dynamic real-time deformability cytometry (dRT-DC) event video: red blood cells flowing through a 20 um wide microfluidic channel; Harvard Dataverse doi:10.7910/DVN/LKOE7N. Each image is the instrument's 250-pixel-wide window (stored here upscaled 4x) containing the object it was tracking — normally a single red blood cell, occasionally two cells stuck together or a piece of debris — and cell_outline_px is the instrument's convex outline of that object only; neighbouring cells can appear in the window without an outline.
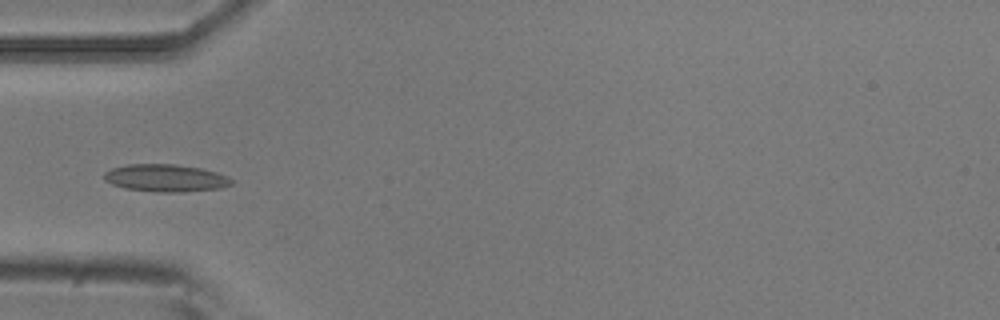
{"species": "common noctule bat (a hibernating species)", "species_latin": "Nyctalus noctula", "temperature_condition": "room temperature", "stored_images_in_passage": 5, "camera_frame_rate_fps": 3000, "um_per_image_px": 0.085, "animal": {"sex": "male", "body_mass_g": 20.5, "forearm_length_mm": 52.5}, "frame": {"image": 1, "passage_image": 4, "time_ms": 1.0, "image_size_px": [1000, 320], "cell_outline_px": [[232, 184], [220, 188], [180, 192], [160, 192], [124, 188], [112, 184], [104, 180], [104, 172], [112, 168], [128, 164], [176, 164], [200, 168], [216, 172], [228, 176], [232, 180]], "centroid_in_image_um": [14.06, 15.12], "position_along_channel_um": 70.9, "area_um2": 20.29}}
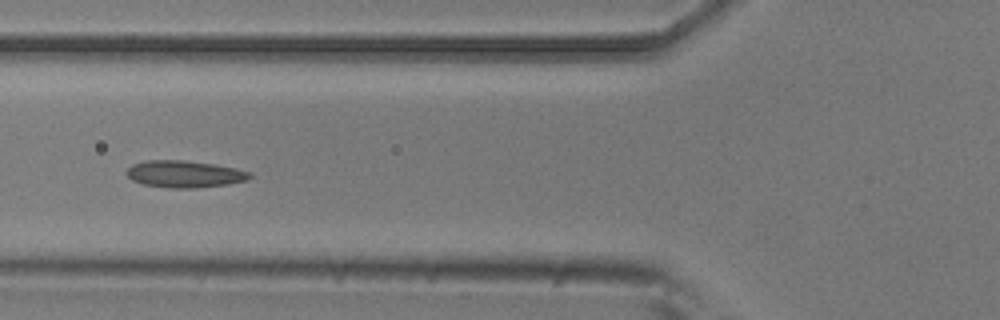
{"frame": {"image": 2, "passage_image": 5, "time_ms": 1.333, "image_size_px": [1000, 320], "cell_outline_px": [[252, 176], [248, 180], [228, 184], [196, 188], [168, 188], [144, 184], [132, 180], [124, 172], [132, 164], [144, 160], [184, 160], [212, 164], [236, 168], [252, 172]], "centroid_in_image_um": [15.68, 14.79], "position_along_channel_um": 110.1, "area_um2": 19.48}}